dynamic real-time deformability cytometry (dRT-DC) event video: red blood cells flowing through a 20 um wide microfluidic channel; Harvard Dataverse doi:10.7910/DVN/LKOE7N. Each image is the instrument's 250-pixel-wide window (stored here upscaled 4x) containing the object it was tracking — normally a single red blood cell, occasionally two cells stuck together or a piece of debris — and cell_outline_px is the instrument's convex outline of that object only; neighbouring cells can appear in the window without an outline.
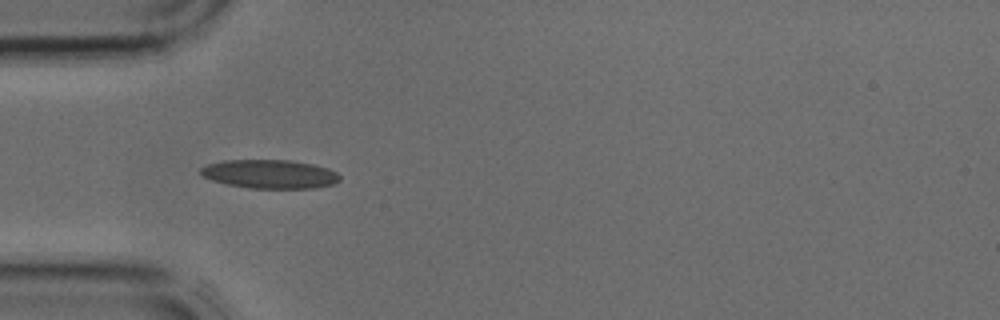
{"species": "common noctule bat (a hibernating species)", "species_latin": "Nyctalus noctula", "temperature_condition": "cold", "stored_images_in_passage": 3, "camera_frame_rate_fps": 3000, "um_per_image_px": 0.085, "animal": {"sex": "male", "body_mass_g": 17.9, "forearm_length_mm": 54.2}, "frame": {"image": 1, "passage_image": 3, "time_ms": 0.667, "image_size_px": [1000, 320], "cell_outline_px": [[340, 180], [332, 184], [316, 188], [248, 188], [228, 184], [212, 180], [204, 176], [200, 172], [200, 168], [208, 164], [224, 160], [288, 160], [312, 164], [328, 168], [336, 172], [340, 176]], "centroid_in_image_um": [22.94, 14.79], "position_along_channel_um": 62.1, "area_um2": 23.18}}